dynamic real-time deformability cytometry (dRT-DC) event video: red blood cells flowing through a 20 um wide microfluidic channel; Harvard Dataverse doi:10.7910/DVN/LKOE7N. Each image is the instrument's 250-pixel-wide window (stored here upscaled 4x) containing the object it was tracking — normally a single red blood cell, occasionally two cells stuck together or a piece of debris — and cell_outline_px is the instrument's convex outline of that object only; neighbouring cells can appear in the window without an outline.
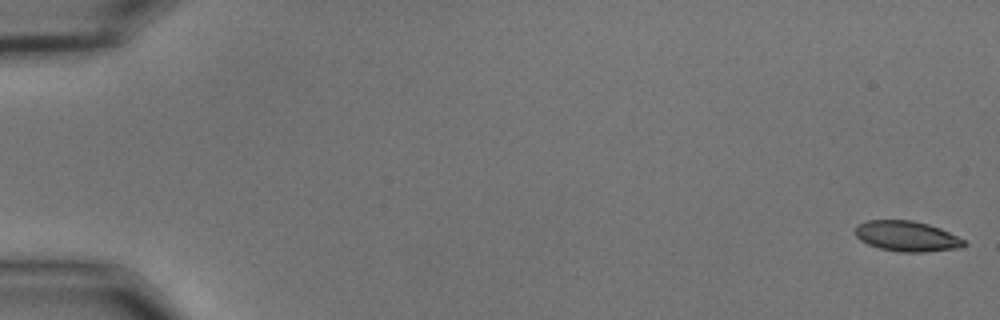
{"species": "common noctule bat (a hibernating species)", "species_latin": "Nyctalus noctula", "temperature_condition": "cold", "stored_images_in_passage": 55, "camera_frame_rate_fps": 3000, "um_per_image_px": 0.085, "animal": {"sex": "male", "body_mass_g": 15.6}, "frame": {"image": 1, "passage_image": 1, "time_ms": 0.0, "image_size_px": [1000, 320], "cell_outline_px": [[968, 244], [960, 248], [924, 252], [900, 252], [880, 248], [868, 244], [860, 240], [856, 236], [856, 224], [868, 220], [912, 220], [928, 224], [940, 228], [964, 240]], "centroid_in_image_um": [77.08, 20.08], "position_along_channel_um": 7.9, "area_um2": 19.25}}
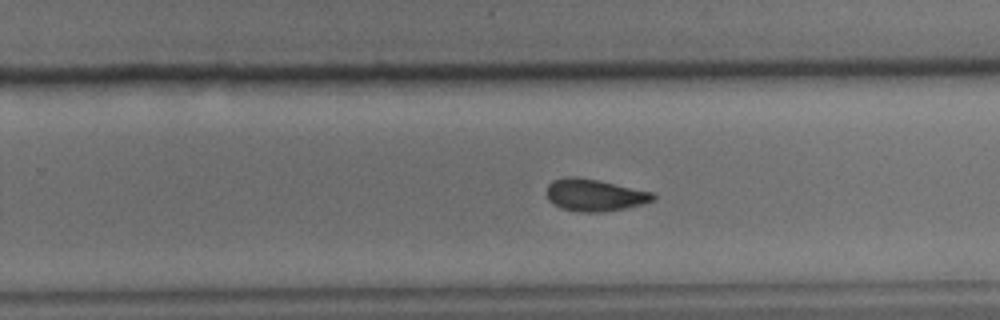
{"frame": {"image": 2, "passage_image": 36, "time_ms": 11.667, "image_size_px": [1000, 320], "cell_outline_px": [[656, 196], [652, 200], [644, 204], [624, 208], [600, 212], [584, 212], [560, 208], [548, 200], [548, 184], [552, 180], [564, 176], [576, 176], [656, 192]], "centroid_in_image_um": [50.55, 16.57], "position_along_channel_um": 279.2, "area_um2": 19.88}}
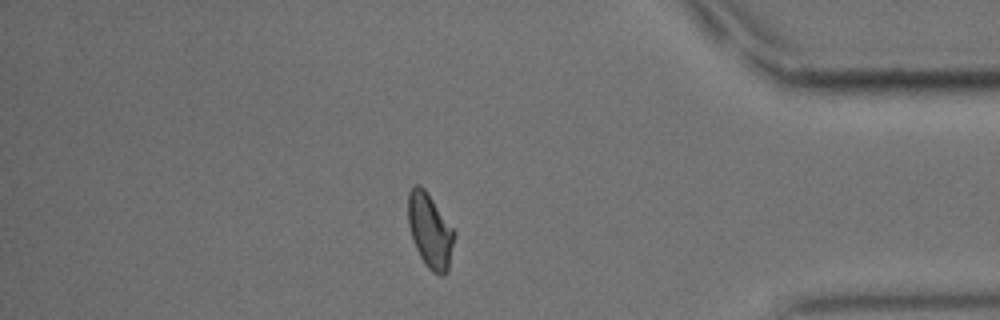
{"frame": {"image": 3, "passage_image": 48, "time_ms": 15.667, "image_size_px": [1000, 320], "cell_outline_px": [[456, 236], [448, 272], [444, 276], [440, 276], [432, 272], [428, 268], [420, 256], [412, 240], [408, 224], [408, 192], [416, 184], [420, 184], [424, 188], [456, 232]], "centroid_in_image_um": [36.57, 19.65], "position_along_channel_um": 398.6, "area_um2": 20.29}, "authors_computed_cell_mechanics": {"area_um2": 19.9988, "velocity_mm_per_s": 3.6692, "shape_relaxation_time_tau1_ms": 8.5872, "shape_relaxation_time_tau2_ms": 2.5875, "deformation_change_tau1": 0.1602, "deformation_change_tau2": 0.0724}}